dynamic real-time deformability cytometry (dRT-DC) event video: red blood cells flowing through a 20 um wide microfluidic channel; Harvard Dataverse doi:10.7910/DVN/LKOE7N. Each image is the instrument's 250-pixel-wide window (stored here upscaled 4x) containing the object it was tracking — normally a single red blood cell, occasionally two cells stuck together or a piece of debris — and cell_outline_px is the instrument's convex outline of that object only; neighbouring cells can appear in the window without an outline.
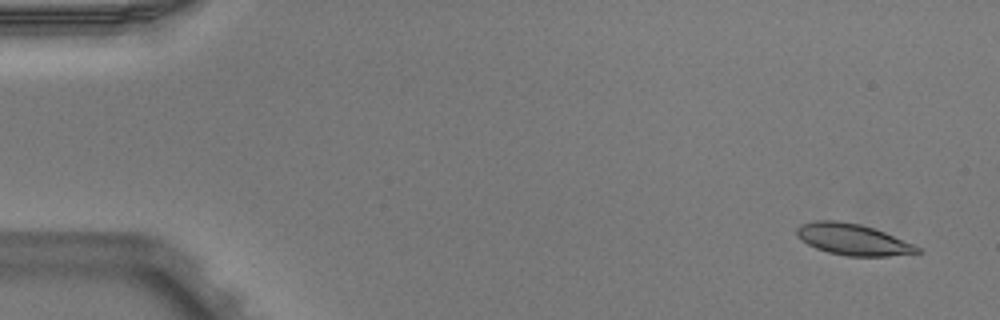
{"species": "Egyptian fruit bat (a non-hibernating species)", "species_latin": "Rousettus aegyptiacus", "temperature_condition": "warm", "stored_images_in_passage": 5, "camera_frame_rate_fps": 3000, "um_per_image_px": 0.085, "animal": {"sex": "male"}, "frame": {"image": 1, "passage_image": 1, "time_ms": 0.0, "image_size_px": [1000, 320], "cell_outline_px": [[924, 252], [888, 256], [848, 256], [828, 252], [816, 248], [800, 240], [796, 236], [796, 228], [800, 224], [812, 220], [840, 220], [860, 224], [884, 232], [912, 244], [920, 248]], "centroid_in_image_um": [72.43, 20.34], "position_along_channel_um": 12.6, "area_um2": 22.02}}
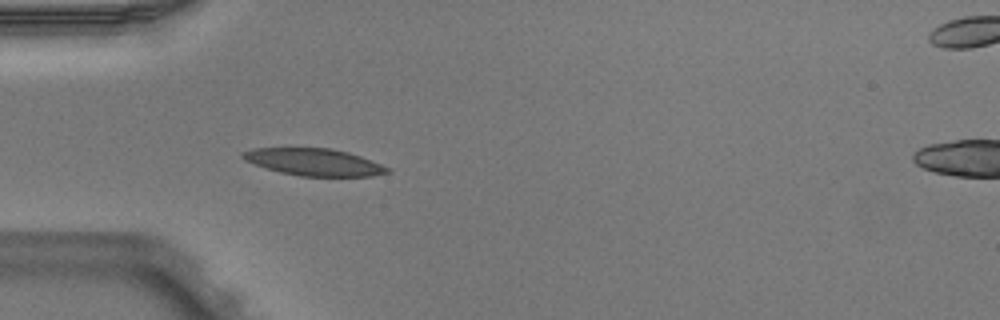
{"frame": {"image": 2, "passage_image": 4, "time_ms": 1.0, "image_size_px": [1000, 320], "cell_outline_px": [[392, 172], [372, 176], [300, 176], [280, 172], [244, 160], [240, 156], [240, 152], [252, 148], [332, 148], [348, 152], [360, 156], [392, 168]], "centroid_in_image_um": [26.72, 13.77], "position_along_channel_um": 58.3, "area_um2": 22.89}}